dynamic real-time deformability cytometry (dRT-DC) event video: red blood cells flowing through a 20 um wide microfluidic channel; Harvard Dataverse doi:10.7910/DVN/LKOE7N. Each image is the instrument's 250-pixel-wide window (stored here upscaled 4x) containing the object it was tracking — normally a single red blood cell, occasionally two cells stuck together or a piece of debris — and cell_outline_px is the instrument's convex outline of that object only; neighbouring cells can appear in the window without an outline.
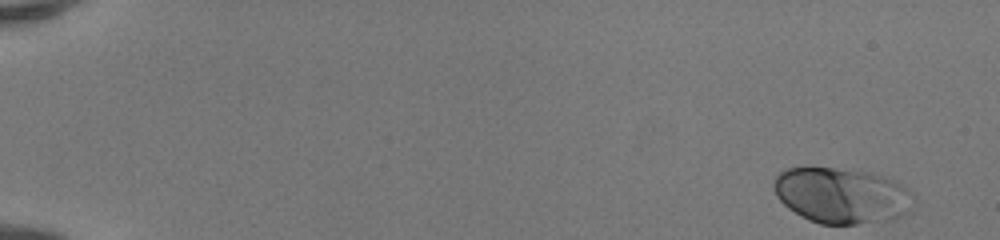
{"species": "human", "species_latin": "Homo sapiens", "temperature_condition": "room temperature", "stored_images_in_passage": 49, "camera_frame_rate_fps": 3000, "um_per_image_px": 0.085, "donor": {"sex": "female"}, "frame": {"image": 1, "passage_image": 1, "time_ms": 0.0, "image_size_px": [1000, 240], "cell_outline_px": [[908, 192], [904, 212], [900, 216], [892, 220], [856, 224], [820, 224], [808, 220], [800, 216], [788, 208], [776, 196], [772, 184], [776, 176], [780, 172], [788, 168], [860, 168], [896, 180], [904, 184], [908, 188]], "centroid_in_image_um": [71.46, 16.59], "position_along_channel_um": 13.5, "area_um2": 45.26}}
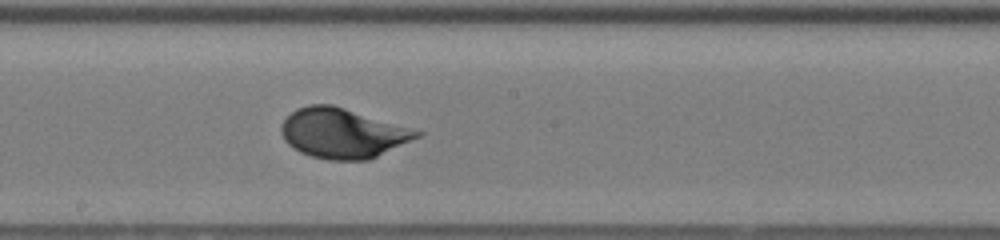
{"frame": {"image": 2, "passage_image": 28, "time_ms": 9.0, "image_size_px": [1000, 240], "cell_outline_px": [[424, 132], [420, 136], [368, 160], [328, 160], [312, 156], [300, 152], [292, 148], [284, 140], [280, 132], [280, 124], [296, 108], [308, 104], [332, 104]], "centroid_in_image_um": [29.07, 11.32], "position_along_channel_um": 219.1, "area_um2": 39.19}}
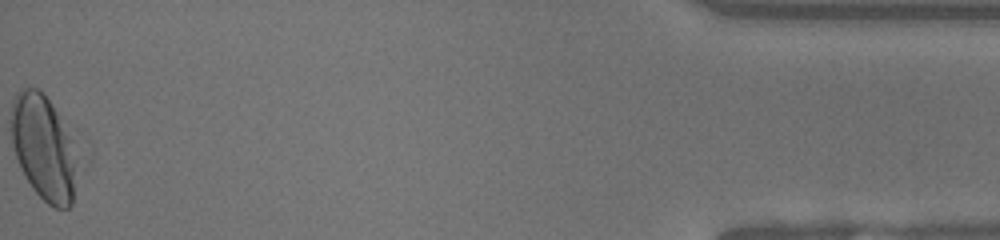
{"frame": {"image": 3, "passage_image": 49, "time_ms": 16.0, "image_size_px": [1000, 240], "cell_outline_px": [[88, 140], [72, 204], [68, 208], [56, 208], [48, 204], [32, 188], [24, 176], [20, 168], [12, 144], [12, 100], [16, 92], [20, 88], [36, 88], [44, 92], [88, 136]], "centroid_in_image_um": [4.02, 12.45], "position_along_channel_um": 431.2, "area_um2": 45.95}, "authors_computed_cell_mechanics": {"area_um2": 39.0728, "velocity_mm_per_s": 4.1628, "shape_relaxation_time_tau1_ms": 2.2738, "shape_relaxation_time_tau2_ms": null, "deformation_change_tau1": 0.1438, "deformation_change_tau2": null}}